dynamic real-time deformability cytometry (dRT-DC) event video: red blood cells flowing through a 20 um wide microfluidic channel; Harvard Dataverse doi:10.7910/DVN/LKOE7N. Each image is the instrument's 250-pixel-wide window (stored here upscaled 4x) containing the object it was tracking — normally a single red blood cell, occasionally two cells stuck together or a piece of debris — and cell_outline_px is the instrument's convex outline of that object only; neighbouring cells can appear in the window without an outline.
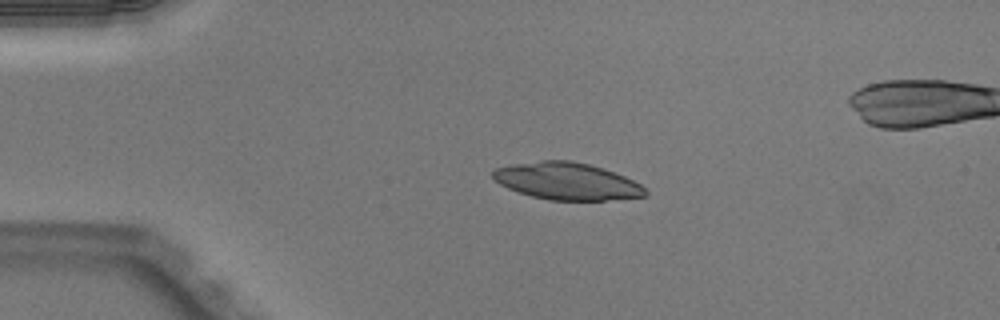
{"species": "Egyptian fruit bat (a non-hibernating species)", "species_latin": "Rousettus aegyptiacus", "temperature_condition": "warm", "stored_images_in_passage": 41, "camera_frame_rate_fps": 3000, "um_per_image_px": 0.085, "animal": {"sex": "male"}, "frame": {"image": 1, "passage_image": 1, "time_ms": 0.0, "image_size_px": [1000, 320], "cell_outline_px": [[648, 192], [644, 196], [604, 200], [548, 200], [532, 196], [508, 188], [500, 184], [492, 176], [492, 172], [496, 168], [516, 164], [540, 160], [572, 160], [588, 164], [624, 176], [640, 184]], "centroid_in_image_um": [48.17, 15.4], "position_along_channel_um": 36.8, "area_um2": 32.48}}